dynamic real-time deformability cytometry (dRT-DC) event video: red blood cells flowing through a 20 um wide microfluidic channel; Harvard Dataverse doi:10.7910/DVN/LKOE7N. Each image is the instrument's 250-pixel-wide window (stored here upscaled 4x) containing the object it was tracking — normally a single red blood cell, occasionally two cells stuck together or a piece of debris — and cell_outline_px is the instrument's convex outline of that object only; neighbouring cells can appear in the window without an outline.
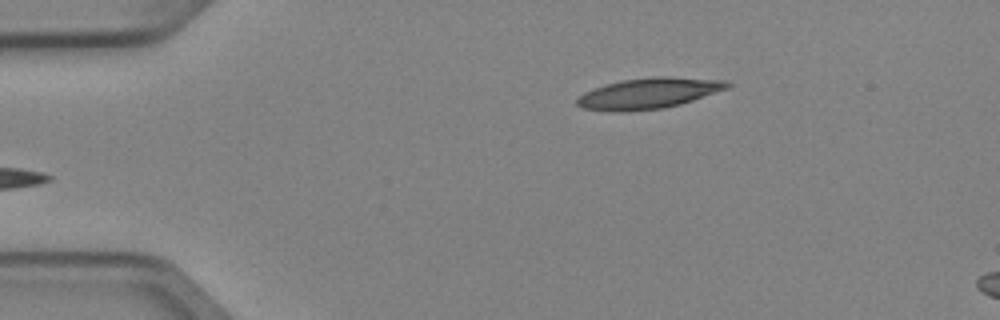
{"species": "Egyptian fruit bat (a non-hibernating species)", "species_latin": "Rousettus aegyptiacus", "temperature_condition": "cold", "stored_images_in_passage": 3, "camera_frame_rate_fps": 3000, "um_per_image_px": 0.085, "animal": {"sex": "female"}, "frame": {"image": 1, "passage_image": 3, "time_ms": 0.667, "image_size_px": [1000, 320], "cell_outline_px": [[732, 84], [728, 88], [680, 104], [664, 108], [628, 112], [612, 112], [584, 108], [576, 104], [576, 100], [584, 92], [592, 88], [604, 84], [620, 80], [652, 76], [668, 76], [728, 80]], "centroid_in_image_um": [55.12, 7.92], "position_along_channel_um": 29.9, "area_um2": 27.28}}